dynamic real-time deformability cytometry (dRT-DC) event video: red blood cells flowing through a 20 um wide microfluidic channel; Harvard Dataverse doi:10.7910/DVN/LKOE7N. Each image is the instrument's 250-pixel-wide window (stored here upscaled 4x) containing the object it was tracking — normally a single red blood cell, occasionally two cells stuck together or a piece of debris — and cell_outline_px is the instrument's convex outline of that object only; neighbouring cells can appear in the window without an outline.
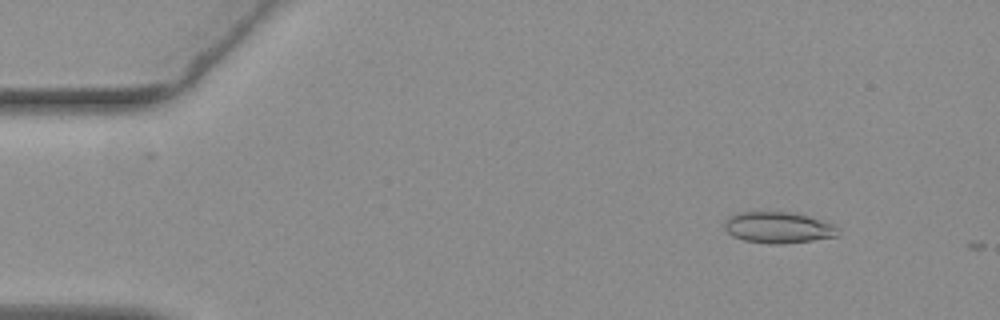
{"species": "common noctule bat (a hibernating species)", "species_latin": "Nyctalus noctula", "temperature_condition": "warm", "stored_images_in_passage": 4, "camera_frame_rate_fps": 3000, "um_per_image_px": 0.085, "animal": {"sex": "female", "body_mass_g": 19.3, "forearm_length_mm": 54.1}, "frame": {"image": 1, "passage_image": 3, "time_ms": 0.667, "image_size_px": [1000, 320], "cell_outline_px": [[840, 232], [836, 236], [812, 240], [784, 244], [768, 244], [744, 240], [732, 236], [724, 228], [724, 220], [728, 216], [740, 212], [796, 212], [832, 224]], "centroid_in_image_um": [66.1, 19.34], "position_along_channel_um": 18.9, "area_um2": 20.69}}